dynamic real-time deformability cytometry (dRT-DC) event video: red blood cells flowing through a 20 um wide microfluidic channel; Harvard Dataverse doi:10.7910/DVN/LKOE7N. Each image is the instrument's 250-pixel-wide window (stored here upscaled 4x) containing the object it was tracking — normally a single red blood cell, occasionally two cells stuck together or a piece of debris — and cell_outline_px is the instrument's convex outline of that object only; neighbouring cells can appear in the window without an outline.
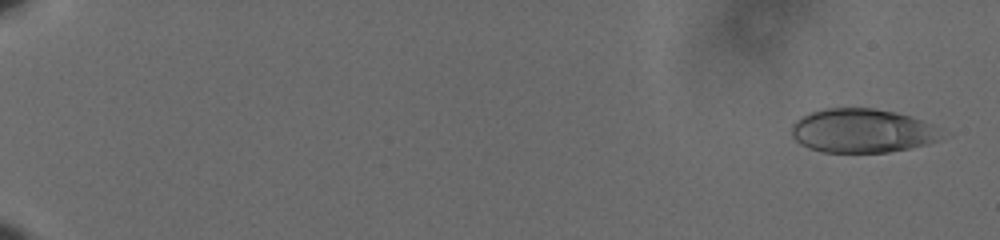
{"species": "human", "species_latin": "Homo sapiens", "temperature_condition": "cold", "stored_images_in_passage": 60, "camera_frame_rate_fps": 3000, "um_per_image_px": 0.085, "donor": {"sex": "male"}, "frame": {"image": 1, "passage_image": 2, "time_ms": 0.333, "image_size_px": [1000, 240], "cell_outline_px": [[936, 140], [928, 144], [888, 152], [824, 152], [808, 148], [800, 144], [792, 136], [792, 124], [796, 120], [812, 112], [824, 108], [872, 108], [896, 112], [932, 124]], "centroid_in_image_um": [73.17, 11.11], "position_along_channel_um": 11.8, "area_um2": 37.63}}
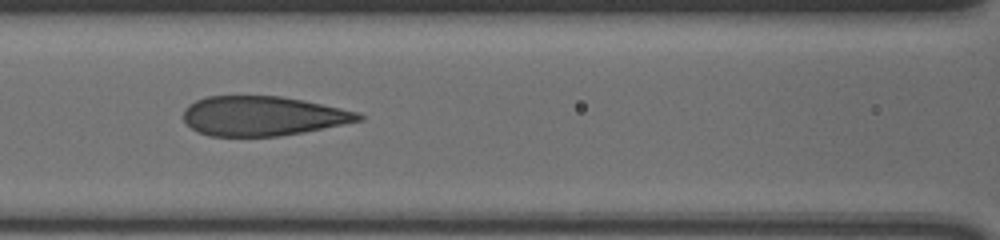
{"frame": {"image": 2, "passage_image": 30, "time_ms": 9.667, "image_size_px": [1000, 240], "cell_outline_px": [[364, 120], [304, 132], [276, 136], [208, 136], [196, 132], [184, 120], [184, 108], [188, 104], [196, 100], [208, 96], [280, 96], [340, 108], [356, 112], [364, 116]], "centroid_in_image_um": [22.29, 9.86], "position_along_channel_um": 144.3, "area_um2": 40.17}}
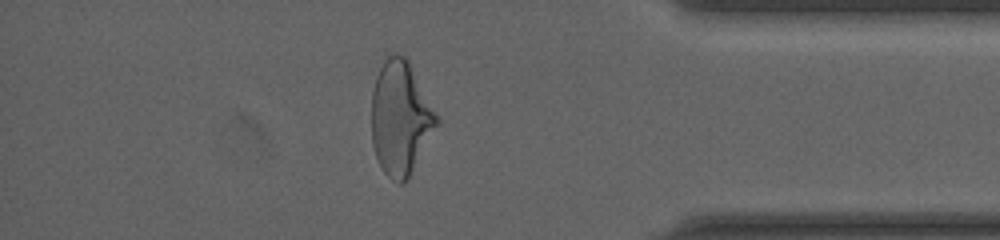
{"frame": {"image": 3, "passage_image": 53, "time_ms": 17.333, "image_size_px": [1000, 240], "cell_outline_px": [[440, 124], [408, 176], [400, 184], [392, 180], [384, 172], [376, 156], [372, 144], [372, 92], [376, 76], [388, 52], [396, 52], [404, 56], [408, 60], [440, 120]], "centroid_in_image_um": [34.04, 9.99], "position_along_channel_um": 401.2, "area_um2": 43.0}, "authors_computed_cell_mechanics": {"area_um2": 41.2114, "velocity_mm_per_s": 3.6107, "shape_relaxation_time_tau1_ms": 8.7049, "shape_relaxation_time_tau2_ms": 0.8915, "deformation_change_tau1": 0.2265, "deformation_change_tau2": 0.0723}}